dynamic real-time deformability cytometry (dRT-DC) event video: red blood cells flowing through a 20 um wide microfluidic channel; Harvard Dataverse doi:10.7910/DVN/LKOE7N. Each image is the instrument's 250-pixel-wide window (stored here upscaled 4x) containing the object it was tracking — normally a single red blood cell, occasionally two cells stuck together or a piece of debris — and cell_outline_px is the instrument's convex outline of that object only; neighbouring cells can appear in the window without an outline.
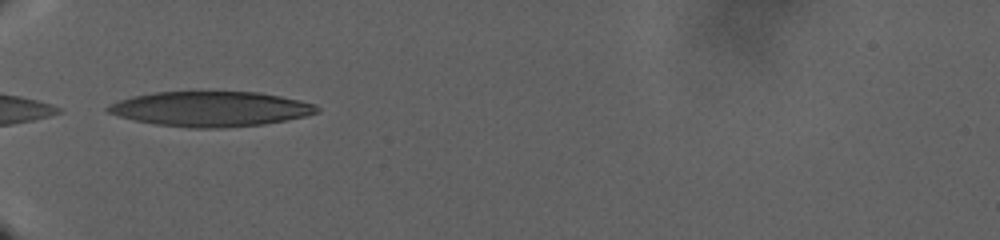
{"species": "human", "species_latin": "Homo sapiens", "temperature_condition": "warm", "stored_images_in_passage": 50, "camera_frame_rate_fps": 3000, "um_per_image_px": 0.085, "donor": {"sex": "male"}, "frame": {"image": 1, "passage_image": 1, "time_ms": 0.0, "image_size_px": [1000, 240], "cell_outline_px": [[320, 112], [304, 116], [264, 124], [224, 128], [188, 128], [156, 124], [136, 120], [120, 116], [108, 112], [104, 108], [108, 104], [116, 100], [132, 96], [152, 92], [260, 92], [300, 100], [316, 104], [320, 108]], "centroid_in_image_um": [17.89, 9.25], "position_along_channel_um": 67.1, "area_um2": 42.77}}
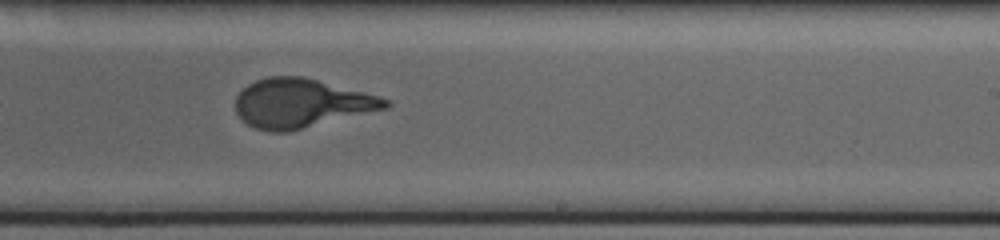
{"frame": {"image": 2, "passage_image": 22, "time_ms": 12.333, "image_size_px": [1000, 240], "cell_outline_px": [[392, 104], [388, 108], [288, 132], [268, 132], [256, 128], [248, 124], [236, 112], [236, 96], [248, 84], [256, 80], [268, 76], [304, 76], [380, 96], [392, 100]], "centroid_in_image_um": [25.63, 8.77], "position_along_channel_um": 263.4, "area_um2": 42.83}}
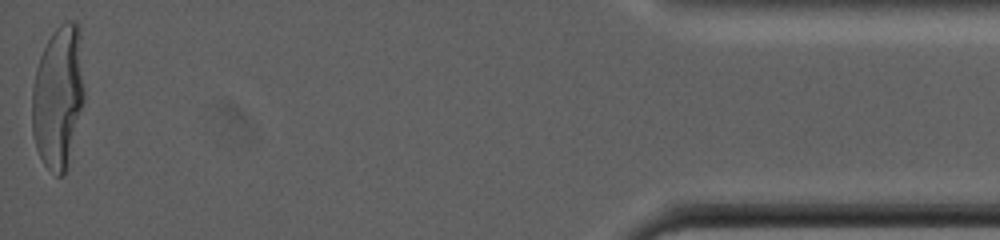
{"frame": {"image": 3, "passage_image": 50, "time_ms": 26.333, "image_size_px": [1000, 240], "cell_outline_px": [[84, 100], [68, 168], [60, 176], [56, 176], [44, 164], [36, 148], [32, 132], [32, 88], [36, 68], [40, 56], [52, 32], [64, 20], [76, 20], [80, 28], [84, 88]], "centroid_in_image_um": [4.96, 8.22], "position_along_channel_um": 430.2, "area_um2": 44.1}}